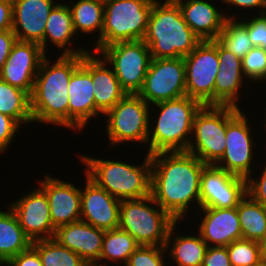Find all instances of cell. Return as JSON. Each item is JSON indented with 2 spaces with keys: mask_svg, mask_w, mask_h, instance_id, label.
<instances>
[{
  "mask_svg": "<svg viewBox=\"0 0 266 266\" xmlns=\"http://www.w3.org/2000/svg\"><path fill=\"white\" fill-rule=\"evenodd\" d=\"M150 158L151 196L182 223L191 212L190 206L200 208L201 174L207 165L188 151L159 152Z\"/></svg>",
  "mask_w": 266,
  "mask_h": 266,
  "instance_id": "1",
  "label": "cell"
},
{
  "mask_svg": "<svg viewBox=\"0 0 266 266\" xmlns=\"http://www.w3.org/2000/svg\"><path fill=\"white\" fill-rule=\"evenodd\" d=\"M47 56L41 61L30 95L33 123L68 129V85L72 73L82 62L83 54L58 55L56 61Z\"/></svg>",
  "mask_w": 266,
  "mask_h": 266,
  "instance_id": "2",
  "label": "cell"
},
{
  "mask_svg": "<svg viewBox=\"0 0 266 266\" xmlns=\"http://www.w3.org/2000/svg\"><path fill=\"white\" fill-rule=\"evenodd\" d=\"M202 106L198 100L187 95L150 106L159 111L155 120L150 112L148 150L145 153L153 155L159 152L187 151L192 138L194 116Z\"/></svg>",
  "mask_w": 266,
  "mask_h": 266,
  "instance_id": "3",
  "label": "cell"
},
{
  "mask_svg": "<svg viewBox=\"0 0 266 266\" xmlns=\"http://www.w3.org/2000/svg\"><path fill=\"white\" fill-rule=\"evenodd\" d=\"M143 41L153 59H165L187 56L202 40L184 21L174 0H156Z\"/></svg>",
  "mask_w": 266,
  "mask_h": 266,
  "instance_id": "4",
  "label": "cell"
},
{
  "mask_svg": "<svg viewBox=\"0 0 266 266\" xmlns=\"http://www.w3.org/2000/svg\"><path fill=\"white\" fill-rule=\"evenodd\" d=\"M86 175L110 195L119 199H139L151 195V158L146 153L140 165L81 155Z\"/></svg>",
  "mask_w": 266,
  "mask_h": 266,
  "instance_id": "5",
  "label": "cell"
},
{
  "mask_svg": "<svg viewBox=\"0 0 266 266\" xmlns=\"http://www.w3.org/2000/svg\"><path fill=\"white\" fill-rule=\"evenodd\" d=\"M175 223L151 195L121 200L118 228L128 232L140 246H165Z\"/></svg>",
  "mask_w": 266,
  "mask_h": 266,
  "instance_id": "6",
  "label": "cell"
},
{
  "mask_svg": "<svg viewBox=\"0 0 266 266\" xmlns=\"http://www.w3.org/2000/svg\"><path fill=\"white\" fill-rule=\"evenodd\" d=\"M156 0H105L101 50L113 43L143 40Z\"/></svg>",
  "mask_w": 266,
  "mask_h": 266,
  "instance_id": "7",
  "label": "cell"
},
{
  "mask_svg": "<svg viewBox=\"0 0 266 266\" xmlns=\"http://www.w3.org/2000/svg\"><path fill=\"white\" fill-rule=\"evenodd\" d=\"M245 112L247 113L241 108L226 106V147L223 156L215 166L248 179L255 171L254 153L258 152H254L256 140L253 138L252 124L248 121L249 117Z\"/></svg>",
  "mask_w": 266,
  "mask_h": 266,
  "instance_id": "8",
  "label": "cell"
},
{
  "mask_svg": "<svg viewBox=\"0 0 266 266\" xmlns=\"http://www.w3.org/2000/svg\"><path fill=\"white\" fill-rule=\"evenodd\" d=\"M150 105L138 94H126L105 115L109 147L136 142L147 146Z\"/></svg>",
  "mask_w": 266,
  "mask_h": 266,
  "instance_id": "9",
  "label": "cell"
},
{
  "mask_svg": "<svg viewBox=\"0 0 266 266\" xmlns=\"http://www.w3.org/2000/svg\"><path fill=\"white\" fill-rule=\"evenodd\" d=\"M100 55L111 66L122 89L127 94L141 90L152 57L143 40L117 42L104 47Z\"/></svg>",
  "mask_w": 266,
  "mask_h": 266,
  "instance_id": "10",
  "label": "cell"
},
{
  "mask_svg": "<svg viewBox=\"0 0 266 266\" xmlns=\"http://www.w3.org/2000/svg\"><path fill=\"white\" fill-rule=\"evenodd\" d=\"M226 106H202L195 114L188 152L206 165H215L226 147Z\"/></svg>",
  "mask_w": 266,
  "mask_h": 266,
  "instance_id": "11",
  "label": "cell"
},
{
  "mask_svg": "<svg viewBox=\"0 0 266 266\" xmlns=\"http://www.w3.org/2000/svg\"><path fill=\"white\" fill-rule=\"evenodd\" d=\"M185 61L186 95L203 106H214V85L219 71L218 41H201L183 57Z\"/></svg>",
  "mask_w": 266,
  "mask_h": 266,
  "instance_id": "12",
  "label": "cell"
},
{
  "mask_svg": "<svg viewBox=\"0 0 266 266\" xmlns=\"http://www.w3.org/2000/svg\"><path fill=\"white\" fill-rule=\"evenodd\" d=\"M138 95L150 106L185 96L186 76L183 57L152 58Z\"/></svg>",
  "mask_w": 266,
  "mask_h": 266,
  "instance_id": "13",
  "label": "cell"
},
{
  "mask_svg": "<svg viewBox=\"0 0 266 266\" xmlns=\"http://www.w3.org/2000/svg\"><path fill=\"white\" fill-rule=\"evenodd\" d=\"M247 194V179L207 165L201 174L200 207L233 208Z\"/></svg>",
  "mask_w": 266,
  "mask_h": 266,
  "instance_id": "14",
  "label": "cell"
},
{
  "mask_svg": "<svg viewBox=\"0 0 266 266\" xmlns=\"http://www.w3.org/2000/svg\"><path fill=\"white\" fill-rule=\"evenodd\" d=\"M91 76V51L83 54L81 64L72 73L68 85V128L79 131L96 117Z\"/></svg>",
  "mask_w": 266,
  "mask_h": 266,
  "instance_id": "15",
  "label": "cell"
},
{
  "mask_svg": "<svg viewBox=\"0 0 266 266\" xmlns=\"http://www.w3.org/2000/svg\"><path fill=\"white\" fill-rule=\"evenodd\" d=\"M36 188L7 205L31 241L51 239L56 229L51 222L48 197L40 187Z\"/></svg>",
  "mask_w": 266,
  "mask_h": 266,
  "instance_id": "16",
  "label": "cell"
},
{
  "mask_svg": "<svg viewBox=\"0 0 266 266\" xmlns=\"http://www.w3.org/2000/svg\"><path fill=\"white\" fill-rule=\"evenodd\" d=\"M85 182L81 188L80 220L104 231L119 227L121 200L98 186L84 172Z\"/></svg>",
  "mask_w": 266,
  "mask_h": 266,
  "instance_id": "17",
  "label": "cell"
},
{
  "mask_svg": "<svg viewBox=\"0 0 266 266\" xmlns=\"http://www.w3.org/2000/svg\"><path fill=\"white\" fill-rule=\"evenodd\" d=\"M45 56L39 44L17 40L3 66L0 79L31 95L35 77Z\"/></svg>",
  "mask_w": 266,
  "mask_h": 266,
  "instance_id": "18",
  "label": "cell"
},
{
  "mask_svg": "<svg viewBox=\"0 0 266 266\" xmlns=\"http://www.w3.org/2000/svg\"><path fill=\"white\" fill-rule=\"evenodd\" d=\"M12 31L18 41L34 42L44 52V32L55 0H12Z\"/></svg>",
  "mask_w": 266,
  "mask_h": 266,
  "instance_id": "19",
  "label": "cell"
},
{
  "mask_svg": "<svg viewBox=\"0 0 266 266\" xmlns=\"http://www.w3.org/2000/svg\"><path fill=\"white\" fill-rule=\"evenodd\" d=\"M38 183L48 197L51 222L55 228L80 221L81 188L50 175H45Z\"/></svg>",
  "mask_w": 266,
  "mask_h": 266,
  "instance_id": "20",
  "label": "cell"
},
{
  "mask_svg": "<svg viewBox=\"0 0 266 266\" xmlns=\"http://www.w3.org/2000/svg\"><path fill=\"white\" fill-rule=\"evenodd\" d=\"M197 211L202 216L196 226L197 232L208 247L228 246L242 238L237 207H200Z\"/></svg>",
  "mask_w": 266,
  "mask_h": 266,
  "instance_id": "21",
  "label": "cell"
},
{
  "mask_svg": "<svg viewBox=\"0 0 266 266\" xmlns=\"http://www.w3.org/2000/svg\"><path fill=\"white\" fill-rule=\"evenodd\" d=\"M181 9L184 21L190 29L202 40H216L224 28L227 18H239L227 10L222 12L215 4L208 0H174ZM227 13V14H226Z\"/></svg>",
  "mask_w": 266,
  "mask_h": 266,
  "instance_id": "22",
  "label": "cell"
},
{
  "mask_svg": "<svg viewBox=\"0 0 266 266\" xmlns=\"http://www.w3.org/2000/svg\"><path fill=\"white\" fill-rule=\"evenodd\" d=\"M104 234V230L80 220L56 228L53 239L94 266L100 260Z\"/></svg>",
  "mask_w": 266,
  "mask_h": 266,
  "instance_id": "23",
  "label": "cell"
},
{
  "mask_svg": "<svg viewBox=\"0 0 266 266\" xmlns=\"http://www.w3.org/2000/svg\"><path fill=\"white\" fill-rule=\"evenodd\" d=\"M219 71L214 85V106L240 108L239 98L244 89L242 59L225 49L218 42ZM241 90V92H240Z\"/></svg>",
  "mask_w": 266,
  "mask_h": 266,
  "instance_id": "24",
  "label": "cell"
},
{
  "mask_svg": "<svg viewBox=\"0 0 266 266\" xmlns=\"http://www.w3.org/2000/svg\"><path fill=\"white\" fill-rule=\"evenodd\" d=\"M91 76L97 118L99 115L104 116L127 93L122 89L111 66L99 53L91 52Z\"/></svg>",
  "mask_w": 266,
  "mask_h": 266,
  "instance_id": "25",
  "label": "cell"
},
{
  "mask_svg": "<svg viewBox=\"0 0 266 266\" xmlns=\"http://www.w3.org/2000/svg\"><path fill=\"white\" fill-rule=\"evenodd\" d=\"M76 36V37H75ZM79 37L76 35L73 27L72 16L68 4L58 2L51 10L46 21L44 32V53H47L49 44H54L58 49H62L61 55H80L89 53L91 50H86L81 46L77 48L73 41ZM73 40V41H72ZM51 43H48V42ZM72 44V45H71ZM73 46V47H72ZM47 50V51H46Z\"/></svg>",
  "mask_w": 266,
  "mask_h": 266,
  "instance_id": "26",
  "label": "cell"
},
{
  "mask_svg": "<svg viewBox=\"0 0 266 266\" xmlns=\"http://www.w3.org/2000/svg\"><path fill=\"white\" fill-rule=\"evenodd\" d=\"M179 224L176 222L168 233L165 245L167 257H171V262L176 266H202L207 244L198 232L178 235L175 230Z\"/></svg>",
  "mask_w": 266,
  "mask_h": 266,
  "instance_id": "27",
  "label": "cell"
},
{
  "mask_svg": "<svg viewBox=\"0 0 266 266\" xmlns=\"http://www.w3.org/2000/svg\"><path fill=\"white\" fill-rule=\"evenodd\" d=\"M69 2L73 27L76 35L84 33L91 35L98 32L96 43L93 44L92 52L101 51V33L104 19V1L101 0H78Z\"/></svg>",
  "mask_w": 266,
  "mask_h": 266,
  "instance_id": "28",
  "label": "cell"
},
{
  "mask_svg": "<svg viewBox=\"0 0 266 266\" xmlns=\"http://www.w3.org/2000/svg\"><path fill=\"white\" fill-rule=\"evenodd\" d=\"M0 210V266L32 245L11 208Z\"/></svg>",
  "mask_w": 266,
  "mask_h": 266,
  "instance_id": "29",
  "label": "cell"
},
{
  "mask_svg": "<svg viewBox=\"0 0 266 266\" xmlns=\"http://www.w3.org/2000/svg\"><path fill=\"white\" fill-rule=\"evenodd\" d=\"M139 246L128 232L119 228L105 231L100 260L94 266H108L109 262L111 266H125L130 255Z\"/></svg>",
  "mask_w": 266,
  "mask_h": 266,
  "instance_id": "30",
  "label": "cell"
},
{
  "mask_svg": "<svg viewBox=\"0 0 266 266\" xmlns=\"http://www.w3.org/2000/svg\"><path fill=\"white\" fill-rule=\"evenodd\" d=\"M242 238L260 242L266 236V208L248 193L237 205Z\"/></svg>",
  "mask_w": 266,
  "mask_h": 266,
  "instance_id": "31",
  "label": "cell"
},
{
  "mask_svg": "<svg viewBox=\"0 0 266 266\" xmlns=\"http://www.w3.org/2000/svg\"><path fill=\"white\" fill-rule=\"evenodd\" d=\"M0 113L14 118L21 126L33 124L30 95L0 79Z\"/></svg>",
  "mask_w": 266,
  "mask_h": 266,
  "instance_id": "32",
  "label": "cell"
},
{
  "mask_svg": "<svg viewBox=\"0 0 266 266\" xmlns=\"http://www.w3.org/2000/svg\"><path fill=\"white\" fill-rule=\"evenodd\" d=\"M43 266H90L77 253L60 245L53 238L32 241Z\"/></svg>",
  "mask_w": 266,
  "mask_h": 266,
  "instance_id": "33",
  "label": "cell"
},
{
  "mask_svg": "<svg viewBox=\"0 0 266 266\" xmlns=\"http://www.w3.org/2000/svg\"><path fill=\"white\" fill-rule=\"evenodd\" d=\"M225 49L242 59L254 46L242 18H227L216 39Z\"/></svg>",
  "mask_w": 266,
  "mask_h": 266,
  "instance_id": "34",
  "label": "cell"
},
{
  "mask_svg": "<svg viewBox=\"0 0 266 266\" xmlns=\"http://www.w3.org/2000/svg\"><path fill=\"white\" fill-rule=\"evenodd\" d=\"M226 247L232 266H258L262 263L260 244L257 241L241 238Z\"/></svg>",
  "mask_w": 266,
  "mask_h": 266,
  "instance_id": "35",
  "label": "cell"
},
{
  "mask_svg": "<svg viewBox=\"0 0 266 266\" xmlns=\"http://www.w3.org/2000/svg\"><path fill=\"white\" fill-rule=\"evenodd\" d=\"M244 77L250 83L264 84L266 81V51L260 47H253L242 58Z\"/></svg>",
  "mask_w": 266,
  "mask_h": 266,
  "instance_id": "36",
  "label": "cell"
},
{
  "mask_svg": "<svg viewBox=\"0 0 266 266\" xmlns=\"http://www.w3.org/2000/svg\"><path fill=\"white\" fill-rule=\"evenodd\" d=\"M166 254L165 246H139L125 266H167Z\"/></svg>",
  "mask_w": 266,
  "mask_h": 266,
  "instance_id": "37",
  "label": "cell"
},
{
  "mask_svg": "<svg viewBox=\"0 0 266 266\" xmlns=\"http://www.w3.org/2000/svg\"><path fill=\"white\" fill-rule=\"evenodd\" d=\"M250 15L248 18L241 17L247 26L250 40L254 47L257 46L266 51V13Z\"/></svg>",
  "mask_w": 266,
  "mask_h": 266,
  "instance_id": "38",
  "label": "cell"
},
{
  "mask_svg": "<svg viewBox=\"0 0 266 266\" xmlns=\"http://www.w3.org/2000/svg\"><path fill=\"white\" fill-rule=\"evenodd\" d=\"M22 126L12 117L0 113V154L6 152L12 146L14 137Z\"/></svg>",
  "mask_w": 266,
  "mask_h": 266,
  "instance_id": "39",
  "label": "cell"
},
{
  "mask_svg": "<svg viewBox=\"0 0 266 266\" xmlns=\"http://www.w3.org/2000/svg\"><path fill=\"white\" fill-rule=\"evenodd\" d=\"M266 164V162H265ZM264 166V167H263ZM262 171L257 176L252 175L247 179V193L258 203L266 208V165H262Z\"/></svg>",
  "mask_w": 266,
  "mask_h": 266,
  "instance_id": "40",
  "label": "cell"
},
{
  "mask_svg": "<svg viewBox=\"0 0 266 266\" xmlns=\"http://www.w3.org/2000/svg\"><path fill=\"white\" fill-rule=\"evenodd\" d=\"M202 266H232L226 246L207 247Z\"/></svg>",
  "mask_w": 266,
  "mask_h": 266,
  "instance_id": "41",
  "label": "cell"
},
{
  "mask_svg": "<svg viewBox=\"0 0 266 266\" xmlns=\"http://www.w3.org/2000/svg\"><path fill=\"white\" fill-rule=\"evenodd\" d=\"M3 266H43L37 250L31 245L29 248L10 258Z\"/></svg>",
  "mask_w": 266,
  "mask_h": 266,
  "instance_id": "42",
  "label": "cell"
},
{
  "mask_svg": "<svg viewBox=\"0 0 266 266\" xmlns=\"http://www.w3.org/2000/svg\"><path fill=\"white\" fill-rule=\"evenodd\" d=\"M222 4H225L226 6H234V9L236 8L237 12L238 8H240L241 10H243V12H240V14L242 13L244 15V13L246 12L247 14H250V11H252L251 13L255 15L256 14H264L266 12V0H220ZM249 11L247 12L246 10ZM258 9V12H257ZM260 9V10H259ZM245 10V11H244Z\"/></svg>",
  "mask_w": 266,
  "mask_h": 266,
  "instance_id": "43",
  "label": "cell"
},
{
  "mask_svg": "<svg viewBox=\"0 0 266 266\" xmlns=\"http://www.w3.org/2000/svg\"><path fill=\"white\" fill-rule=\"evenodd\" d=\"M16 41L17 37L12 30L0 32V74Z\"/></svg>",
  "mask_w": 266,
  "mask_h": 266,
  "instance_id": "44",
  "label": "cell"
},
{
  "mask_svg": "<svg viewBox=\"0 0 266 266\" xmlns=\"http://www.w3.org/2000/svg\"><path fill=\"white\" fill-rule=\"evenodd\" d=\"M13 1L0 0V32L12 30Z\"/></svg>",
  "mask_w": 266,
  "mask_h": 266,
  "instance_id": "45",
  "label": "cell"
},
{
  "mask_svg": "<svg viewBox=\"0 0 266 266\" xmlns=\"http://www.w3.org/2000/svg\"><path fill=\"white\" fill-rule=\"evenodd\" d=\"M259 244L262 262L266 263V236L259 242Z\"/></svg>",
  "mask_w": 266,
  "mask_h": 266,
  "instance_id": "46",
  "label": "cell"
},
{
  "mask_svg": "<svg viewBox=\"0 0 266 266\" xmlns=\"http://www.w3.org/2000/svg\"><path fill=\"white\" fill-rule=\"evenodd\" d=\"M266 110V108L264 109ZM263 115H266V112L264 111ZM265 122L263 123V126L265 127L264 129H266V119L264 120ZM266 132V131H265ZM266 139V138H265Z\"/></svg>",
  "mask_w": 266,
  "mask_h": 266,
  "instance_id": "47",
  "label": "cell"
},
{
  "mask_svg": "<svg viewBox=\"0 0 266 266\" xmlns=\"http://www.w3.org/2000/svg\"><path fill=\"white\" fill-rule=\"evenodd\" d=\"M258 266H266V263H261L260 265H258Z\"/></svg>",
  "mask_w": 266,
  "mask_h": 266,
  "instance_id": "48",
  "label": "cell"
}]
</instances>
